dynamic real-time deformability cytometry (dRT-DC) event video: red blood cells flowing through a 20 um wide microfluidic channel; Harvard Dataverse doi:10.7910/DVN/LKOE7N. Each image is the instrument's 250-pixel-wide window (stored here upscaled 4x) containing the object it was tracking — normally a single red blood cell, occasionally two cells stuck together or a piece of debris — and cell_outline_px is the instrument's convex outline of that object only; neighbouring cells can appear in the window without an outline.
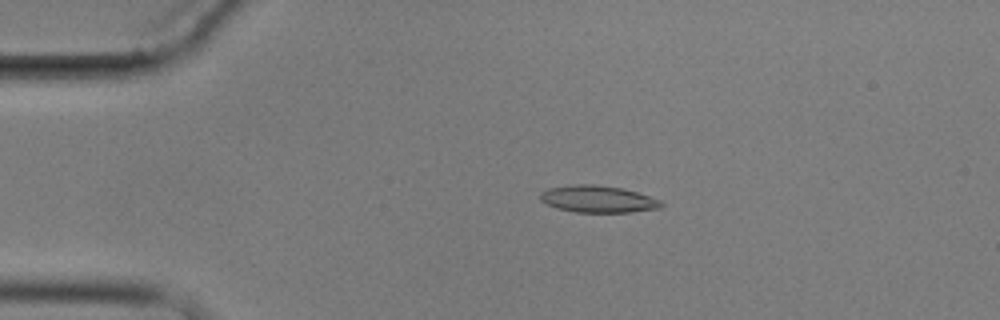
{"species": "common noctule bat (a hibernating species)", "species_latin": "Nyctalus noctula", "temperature_condition": "cold", "stored_images_in_passage": 4, "camera_frame_rate_fps": 3000, "um_per_image_px": 0.085, "animal": {"sex": "male", "body_mass_g": 17.9}, "frame": {"image": 1, "passage_image": 2, "time_ms": 2.0, "image_size_px": [1000, 320], "cell_outline_px": [[664, 204], [660, 208], [632, 212], [576, 212], [556, 208], [540, 200], [540, 192], [548, 188], [576, 184], [592, 184], [624, 188], [660, 200]], "centroid_in_image_um": [50.82, 16.92], "position_along_channel_um": 34.2, "area_um2": 18.96}}
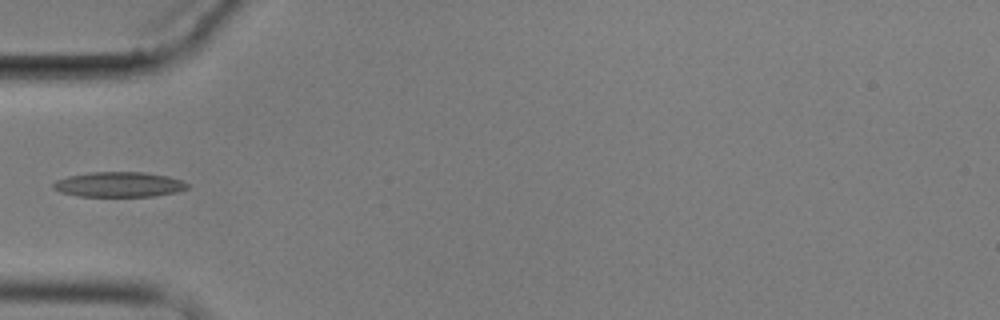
{"frame": {"image": 2, "passage_image": 4, "time_ms": 4.333, "image_size_px": [1000, 320], "cell_outline_px": [[188, 188], [176, 192], [156, 196], [80, 196], [60, 192], [52, 188], [52, 184], [56, 180], [68, 176], [88, 172], [144, 172], [168, 176], [180, 180], [188, 184]], "centroid_in_image_um": [10.09, 15.68], "position_along_channel_um": 74.9, "area_um2": 19.59}}